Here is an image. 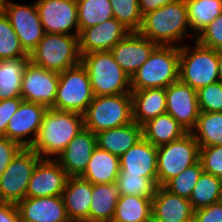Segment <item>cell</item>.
Returning a JSON list of instances; mask_svg holds the SVG:
<instances>
[{
    "label": "cell",
    "mask_w": 222,
    "mask_h": 222,
    "mask_svg": "<svg viewBox=\"0 0 222 222\" xmlns=\"http://www.w3.org/2000/svg\"><path fill=\"white\" fill-rule=\"evenodd\" d=\"M29 61L36 66L58 73L78 65L81 62L78 36L45 33L30 53Z\"/></svg>",
    "instance_id": "8992f818"
},
{
    "label": "cell",
    "mask_w": 222,
    "mask_h": 222,
    "mask_svg": "<svg viewBox=\"0 0 222 222\" xmlns=\"http://www.w3.org/2000/svg\"><path fill=\"white\" fill-rule=\"evenodd\" d=\"M200 147L191 132L157 147V185L164 186L199 161Z\"/></svg>",
    "instance_id": "ba28073f"
},
{
    "label": "cell",
    "mask_w": 222,
    "mask_h": 222,
    "mask_svg": "<svg viewBox=\"0 0 222 222\" xmlns=\"http://www.w3.org/2000/svg\"><path fill=\"white\" fill-rule=\"evenodd\" d=\"M4 3L5 0H0V13L4 12Z\"/></svg>",
    "instance_id": "681fc988"
},
{
    "label": "cell",
    "mask_w": 222,
    "mask_h": 222,
    "mask_svg": "<svg viewBox=\"0 0 222 222\" xmlns=\"http://www.w3.org/2000/svg\"><path fill=\"white\" fill-rule=\"evenodd\" d=\"M133 121L131 93L94 96L83 113L84 128L97 134Z\"/></svg>",
    "instance_id": "5b68a950"
},
{
    "label": "cell",
    "mask_w": 222,
    "mask_h": 222,
    "mask_svg": "<svg viewBox=\"0 0 222 222\" xmlns=\"http://www.w3.org/2000/svg\"><path fill=\"white\" fill-rule=\"evenodd\" d=\"M58 83V72L36 66L29 61L22 74L21 97L25 101L53 108Z\"/></svg>",
    "instance_id": "4fadbf2b"
},
{
    "label": "cell",
    "mask_w": 222,
    "mask_h": 222,
    "mask_svg": "<svg viewBox=\"0 0 222 222\" xmlns=\"http://www.w3.org/2000/svg\"><path fill=\"white\" fill-rule=\"evenodd\" d=\"M96 147V134L83 128L55 160L69 177H79L85 172Z\"/></svg>",
    "instance_id": "d6986e66"
},
{
    "label": "cell",
    "mask_w": 222,
    "mask_h": 222,
    "mask_svg": "<svg viewBox=\"0 0 222 222\" xmlns=\"http://www.w3.org/2000/svg\"><path fill=\"white\" fill-rule=\"evenodd\" d=\"M166 112L171 115L187 132L197 124L200 109L197 91L180 80L165 88Z\"/></svg>",
    "instance_id": "9a60e30c"
},
{
    "label": "cell",
    "mask_w": 222,
    "mask_h": 222,
    "mask_svg": "<svg viewBox=\"0 0 222 222\" xmlns=\"http://www.w3.org/2000/svg\"><path fill=\"white\" fill-rule=\"evenodd\" d=\"M94 96L131 93V78L115 61L111 51H96L81 56Z\"/></svg>",
    "instance_id": "3957f363"
},
{
    "label": "cell",
    "mask_w": 222,
    "mask_h": 222,
    "mask_svg": "<svg viewBox=\"0 0 222 222\" xmlns=\"http://www.w3.org/2000/svg\"><path fill=\"white\" fill-rule=\"evenodd\" d=\"M193 222H222V204L216 202L195 210Z\"/></svg>",
    "instance_id": "ee69618b"
},
{
    "label": "cell",
    "mask_w": 222,
    "mask_h": 222,
    "mask_svg": "<svg viewBox=\"0 0 222 222\" xmlns=\"http://www.w3.org/2000/svg\"><path fill=\"white\" fill-rule=\"evenodd\" d=\"M120 173V157L96 147L85 172L80 176L91 184L116 182Z\"/></svg>",
    "instance_id": "484cf974"
},
{
    "label": "cell",
    "mask_w": 222,
    "mask_h": 222,
    "mask_svg": "<svg viewBox=\"0 0 222 222\" xmlns=\"http://www.w3.org/2000/svg\"><path fill=\"white\" fill-rule=\"evenodd\" d=\"M130 31L114 17L101 24L83 29L78 36L79 53L111 51Z\"/></svg>",
    "instance_id": "ac0fdd59"
},
{
    "label": "cell",
    "mask_w": 222,
    "mask_h": 222,
    "mask_svg": "<svg viewBox=\"0 0 222 222\" xmlns=\"http://www.w3.org/2000/svg\"><path fill=\"white\" fill-rule=\"evenodd\" d=\"M22 148L20 144L8 139L6 136H0V175Z\"/></svg>",
    "instance_id": "7bdbcfd3"
},
{
    "label": "cell",
    "mask_w": 222,
    "mask_h": 222,
    "mask_svg": "<svg viewBox=\"0 0 222 222\" xmlns=\"http://www.w3.org/2000/svg\"><path fill=\"white\" fill-rule=\"evenodd\" d=\"M121 195L153 198L158 185L147 177L134 174H119L116 178Z\"/></svg>",
    "instance_id": "d590c367"
},
{
    "label": "cell",
    "mask_w": 222,
    "mask_h": 222,
    "mask_svg": "<svg viewBox=\"0 0 222 222\" xmlns=\"http://www.w3.org/2000/svg\"><path fill=\"white\" fill-rule=\"evenodd\" d=\"M190 30L196 36L222 12V0H185Z\"/></svg>",
    "instance_id": "4dcf8cb0"
},
{
    "label": "cell",
    "mask_w": 222,
    "mask_h": 222,
    "mask_svg": "<svg viewBox=\"0 0 222 222\" xmlns=\"http://www.w3.org/2000/svg\"><path fill=\"white\" fill-rule=\"evenodd\" d=\"M0 222H21L16 204L0 202Z\"/></svg>",
    "instance_id": "f6af8a7d"
},
{
    "label": "cell",
    "mask_w": 222,
    "mask_h": 222,
    "mask_svg": "<svg viewBox=\"0 0 222 222\" xmlns=\"http://www.w3.org/2000/svg\"><path fill=\"white\" fill-rule=\"evenodd\" d=\"M221 185L222 178L203 171L189 198L193 210L218 202Z\"/></svg>",
    "instance_id": "836d02e7"
},
{
    "label": "cell",
    "mask_w": 222,
    "mask_h": 222,
    "mask_svg": "<svg viewBox=\"0 0 222 222\" xmlns=\"http://www.w3.org/2000/svg\"><path fill=\"white\" fill-rule=\"evenodd\" d=\"M188 28L186 1L175 0L143 15L138 32L157 45L180 47Z\"/></svg>",
    "instance_id": "7a4b0ae2"
},
{
    "label": "cell",
    "mask_w": 222,
    "mask_h": 222,
    "mask_svg": "<svg viewBox=\"0 0 222 222\" xmlns=\"http://www.w3.org/2000/svg\"><path fill=\"white\" fill-rule=\"evenodd\" d=\"M80 32L113 18L110 0H76Z\"/></svg>",
    "instance_id": "d6a6232c"
},
{
    "label": "cell",
    "mask_w": 222,
    "mask_h": 222,
    "mask_svg": "<svg viewBox=\"0 0 222 222\" xmlns=\"http://www.w3.org/2000/svg\"><path fill=\"white\" fill-rule=\"evenodd\" d=\"M218 202L222 204V185H221V190H220V195H219Z\"/></svg>",
    "instance_id": "f907efd6"
},
{
    "label": "cell",
    "mask_w": 222,
    "mask_h": 222,
    "mask_svg": "<svg viewBox=\"0 0 222 222\" xmlns=\"http://www.w3.org/2000/svg\"><path fill=\"white\" fill-rule=\"evenodd\" d=\"M152 199L141 196L121 195L117 201L115 222H149L152 216Z\"/></svg>",
    "instance_id": "f546056e"
},
{
    "label": "cell",
    "mask_w": 222,
    "mask_h": 222,
    "mask_svg": "<svg viewBox=\"0 0 222 222\" xmlns=\"http://www.w3.org/2000/svg\"><path fill=\"white\" fill-rule=\"evenodd\" d=\"M16 205L21 222H71L62 196L26 197Z\"/></svg>",
    "instance_id": "ffe728a7"
},
{
    "label": "cell",
    "mask_w": 222,
    "mask_h": 222,
    "mask_svg": "<svg viewBox=\"0 0 222 222\" xmlns=\"http://www.w3.org/2000/svg\"><path fill=\"white\" fill-rule=\"evenodd\" d=\"M133 121L143 125L148 120L166 113L164 88L131 90Z\"/></svg>",
    "instance_id": "d4e9b609"
},
{
    "label": "cell",
    "mask_w": 222,
    "mask_h": 222,
    "mask_svg": "<svg viewBox=\"0 0 222 222\" xmlns=\"http://www.w3.org/2000/svg\"><path fill=\"white\" fill-rule=\"evenodd\" d=\"M113 17L130 32H138L143 15L138 0H110Z\"/></svg>",
    "instance_id": "8d00e7d4"
},
{
    "label": "cell",
    "mask_w": 222,
    "mask_h": 222,
    "mask_svg": "<svg viewBox=\"0 0 222 222\" xmlns=\"http://www.w3.org/2000/svg\"><path fill=\"white\" fill-rule=\"evenodd\" d=\"M180 47L158 45L131 77V90L167 88L179 80Z\"/></svg>",
    "instance_id": "277c9868"
},
{
    "label": "cell",
    "mask_w": 222,
    "mask_h": 222,
    "mask_svg": "<svg viewBox=\"0 0 222 222\" xmlns=\"http://www.w3.org/2000/svg\"><path fill=\"white\" fill-rule=\"evenodd\" d=\"M199 161L205 172L222 178V145L200 147Z\"/></svg>",
    "instance_id": "60d3db41"
},
{
    "label": "cell",
    "mask_w": 222,
    "mask_h": 222,
    "mask_svg": "<svg viewBox=\"0 0 222 222\" xmlns=\"http://www.w3.org/2000/svg\"><path fill=\"white\" fill-rule=\"evenodd\" d=\"M29 57L0 60V100L21 96L22 74Z\"/></svg>",
    "instance_id": "f1b7e54d"
},
{
    "label": "cell",
    "mask_w": 222,
    "mask_h": 222,
    "mask_svg": "<svg viewBox=\"0 0 222 222\" xmlns=\"http://www.w3.org/2000/svg\"><path fill=\"white\" fill-rule=\"evenodd\" d=\"M149 222H167V221H165V220H163V219L157 218V217L152 213V216H151V219H150Z\"/></svg>",
    "instance_id": "c3c4849f"
},
{
    "label": "cell",
    "mask_w": 222,
    "mask_h": 222,
    "mask_svg": "<svg viewBox=\"0 0 222 222\" xmlns=\"http://www.w3.org/2000/svg\"><path fill=\"white\" fill-rule=\"evenodd\" d=\"M23 100L21 96L0 100V136H6L8 122Z\"/></svg>",
    "instance_id": "b9f144b4"
},
{
    "label": "cell",
    "mask_w": 222,
    "mask_h": 222,
    "mask_svg": "<svg viewBox=\"0 0 222 222\" xmlns=\"http://www.w3.org/2000/svg\"><path fill=\"white\" fill-rule=\"evenodd\" d=\"M195 40L204 47L222 50V12L196 36Z\"/></svg>",
    "instance_id": "ab89813d"
},
{
    "label": "cell",
    "mask_w": 222,
    "mask_h": 222,
    "mask_svg": "<svg viewBox=\"0 0 222 222\" xmlns=\"http://www.w3.org/2000/svg\"><path fill=\"white\" fill-rule=\"evenodd\" d=\"M153 214L167 222H193L194 210L189 199L158 186L152 198Z\"/></svg>",
    "instance_id": "603a6c76"
},
{
    "label": "cell",
    "mask_w": 222,
    "mask_h": 222,
    "mask_svg": "<svg viewBox=\"0 0 222 222\" xmlns=\"http://www.w3.org/2000/svg\"><path fill=\"white\" fill-rule=\"evenodd\" d=\"M120 196V190L116 182L109 184H92L90 222L112 221Z\"/></svg>",
    "instance_id": "83f0119b"
},
{
    "label": "cell",
    "mask_w": 222,
    "mask_h": 222,
    "mask_svg": "<svg viewBox=\"0 0 222 222\" xmlns=\"http://www.w3.org/2000/svg\"><path fill=\"white\" fill-rule=\"evenodd\" d=\"M191 133L199 147L222 145V112H200Z\"/></svg>",
    "instance_id": "1f68e13d"
},
{
    "label": "cell",
    "mask_w": 222,
    "mask_h": 222,
    "mask_svg": "<svg viewBox=\"0 0 222 222\" xmlns=\"http://www.w3.org/2000/svg\"><path fill=\"white\" fill-rule=\"evenodd\" d=\"M187 133L186 129L167 112L142 125L143 137L155 147L178 140Z\"/></svg>",
    "instance_id": "4316f807"
},
{
    "label": "cell",
    "mask_w": 222,
    "mask_h": 222,
    "mask_svg": "<svg viewBox=\"0 0 222 222\" xmlns=\"http://www.w3.org/2000/svg\"><path fill=\"white\" fill-rule=\"evenodd\" d=\"M42 158L32 148H22L0 175V202L17 204L26 198L34 168Z\"/></svg>",
    "instance_id": "30bf717a"
},
{
    "label": "cell",
    "mask_w": 222,
    "mask_h": 222,
    "mask_svg": "<svg viewBox=\"0 0 222 222\" xmlns=\"http://www.w3.org/2000/svg\"><path fill=\"white\" fill-rule=\"evenodd\" d=\"M179 80L196 91L219 80L218 51L200 45H181Z\"/></svg>",
    "instance_id": "52a82bcc"
},
{
    "label": "cell",
    "mask_w": 222,
    "mask_h": 222,
    "mask_svg": "<svg viewBox=\"0 0 222 222\" xmlns=\"http://www.w3.org/2000/svg\"><path fill=\"white\" fill-rule=\"evenodd\" d=\"M4 13L9 18L22 48L30 55L45 34L35 1L29 5L5 0Z\"/></svg>",
    "instance_id": "8fae6325"
},
{
    "label": "cell",
    "mask_w": 222,
    "mask_h": 222,
    "mask_svg": "<svg viewBox=\"0 0 222 222\" xmlns=\"http://www.w3.org/2000/svg\"><path fill=\"white\" fill-rule=\"evenodd\" d=\"M142 137V125L132 121L127 125L97 133L96 143L98 148L120 157Z\"/></svg>",
    "instance_id": "cb8c5ba5"
},
{
    "label": "cell",
    "mask_w": 222,
    "mask_h": 222,
    "mask_svg": "<svg viewBox=\"0 0 222 222\" xmlns=\"http://www.w3.org/2000/svg\"><path fill=\"white\" fill-rule=\"evenodd\" d=\"M218 74L219 80L222 82V50H218Z\"/></svg>",
    "instance_id": "7dc6e473"
},
{
    "label": "cell",
    "mask_w": 222,
    "mask_h": 222,
    "mask_svg": "<svg viewBox=\"0 0 222 222\" xmlns=\"http://www.w3.org/2000/svg\"><path fill=\"white\" fill-rule=\"evenodd\" d=\"M29 57L22 48L7 15L0 13V60Z\"/></svg>",
    "instance_id": "e575fe53"
},
{
    "label": "cell",
    "mask_w": 222,
    "mask_h": 222,
    "mask_svg": "<svg viewBox=\"0 0 222 222\" xmlns=\"http://www.w3.org/2000/svg\"><path fill=\"white\" fill-rule=\"evenodd\" d=\"M68 178L55 159H41L33 170L26 197L62 196Z\"/></svg>",
    "instance_id": "2e32d148"
},
{
    "label": "cell",
    "mask_w": 222,
    "mask_h": 222,
    "mask_svg": "<svg viewBox=\"0 0 222 222\" xmlns=\"http://www.w3.org/2000/svg\"><path fill=\"white\" fill-rule=\"evenodd\" d=\"M87 70L80 62L59 73L57 95L53 109L82 114L93 100Z\"/></svg>",
    "instance_id": "9c48e42d"
},
{
    "label": "cell",
    "mask_w": 222,
    "mask_h": 222,
    "mask_svg": "<svg viewBox=\"0 0 222 222\" xmlns=\"http://www.w3.org/2000/svg\"><path fill=\"white\" fill-rule=\"evenodd\" d=\"M197 99L200 112H222V82L197 90Z\"/></svg>",
    "instance_id": "f35d334b"
},
{
    "label": "cell",
    "mask_w": 222,
    "mask_h": 222,
    "mask_svg": "<svg viewBox=\"0 0 222 222\" xmlns=\"http://www.w3.org/2000/svg\"><path fill=\"white\" fill-rule=\"evenodd\" d=\"M157 46L156 43L139 32H129L114 45L111 52L115 61L131 78Z\"/></svg>",
    "instance_id": "e0dca14e"
},
{
    "label": "cell",
    "mask_w": 222,
    "mask_h": 222,
    "mask_svg": "<svg viewBox=\"0 0 222 222\" xmlns=\"http://www.w3.org/2000/svg\"><path fill=\"white\" fill-rule=\"evenodd\" d=\"M203 171L201 162L198 161L169 180L164 187L171 193L189 199Z\"/></svg>",
    "instance_id": "74e56055"
},
{
    "label": "cell",
    "mask_w": 222,
    "mask_h": 222,
    "mask_svg": "<svg viewBox=\"0 0 222 222\" xmlns=\"http://www.w3.org/2000/svg\"><path fill=\"white\" fill-rule=\"evenodd\" d=\"M35 4L45 33L79 36L76 0H36Z\"/></svg>",
    "instance_id": "7c38bea8"
},
{
    "label": "cell",
    "mask_w": 222,
    "mask_h": 222,
    "mask_svg": "<svg viewBox=\"0 0 222 222\" xmlns=\"http://www.w3.org/2000/svg\"><path fill=\"white\" fill-rule=\"evenodd\" d=\"M147 177L157 184V147L144 137L120 156V173Z\"/></svg>",
    "instance_id": "44dd1931"
},
{
    "label": "cell",
    "mask_w": 222,
    "mask_h": 222,
    "mask_svg": "<svg viewBox=\"0 0 222 222\" xmlns=\"http://www.w3.org/2000/svg\"><path fill=\"white\" fill-rule=\"evenodd\" d=\"M83 128L82 114L48 108L30 148L42 159H55Z\"/></svg>",
    "instance_id": "6da1fadb"
},
{
    "label": "cell",
    "mask_w": 222,
    "mask_h": 222,
    "mask_svg": "<svg viewBox=\"0 0 222 222\" xmlns=\"http://www.w3.org/2000/svg\"><path fill=\"white\" fill-rule=\"evenodd\" d=\"M174 1L175 0H138V3L142 15H145Z\"/></svg>",
    "instance_id": "bcb514c9"
},
{
    "label": "cell",
    "mask_w": 222,
    "mask_h": 222,
    "mask_svg": "<svg viewBox=\"0 0 222 222\" xmlns=\"http://www.w3.org/2000/svg\"><path fill=\"white\" fill-rule=\"evenodd\" d=\"M47 109L42 104L23 100L8 122L6 137L23 148H30L37 137Z\"/></svg>",
    "instance_id": "5bb4252c"
},
{
    "label": "cell",
    "mask_w": 222,
    "mask_h": 222,
    "mask_svg": "<svg viewBox=\"0 0 222 222\" xmlns=\"http://www.w3.org/2000/svg\"><path fill=\"white\" fill-rule=\"evenodd\" d=\"M71 222H90L92 184L82 177H69L62 194Z\"/></svg>",
    "instance_id": "7402d4cb"
}]
</instances>
